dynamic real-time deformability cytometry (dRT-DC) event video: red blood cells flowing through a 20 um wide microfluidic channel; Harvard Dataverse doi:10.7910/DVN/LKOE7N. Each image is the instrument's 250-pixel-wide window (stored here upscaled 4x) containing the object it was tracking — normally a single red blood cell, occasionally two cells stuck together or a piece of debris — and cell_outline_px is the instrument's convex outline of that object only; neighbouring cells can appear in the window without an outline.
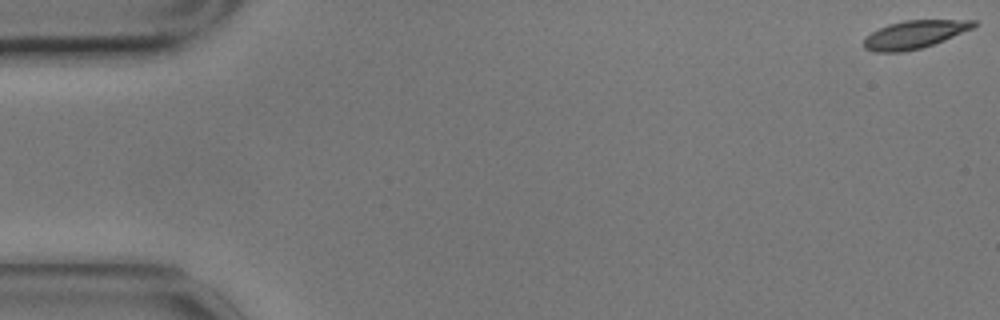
{"species": "common noctule bat (a hibernating species)", "species_latin": "Nyctalus noctula", "temperature_condition": "cold", "stored_images_in_passage": 9, "camera_frame_rate_fps": 3000, "um_per_image_px": 0.085, "animal": {"sex": "male", "body_mass_g": 17.9}, "frame": {"image": 1, "passage_image": 1, "time_ms": 0.0, "image_size_px": [1000, 320], "cell_outline_px": [[976, 24], [972, 28], [944, 40], [920, 48], [904, 52], [872, 52], [864, 48], [864, 40], [872, 32], [888, 24], [904, 20], [976, 20]], "centroid_in_image_um": [77.7, 2.93], "position_along_channel_um": 7.3, "area_um2": 17.69}}